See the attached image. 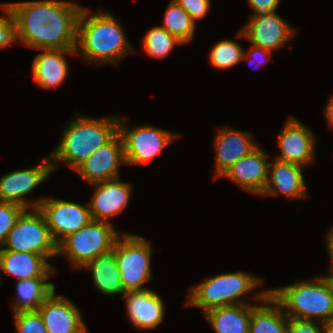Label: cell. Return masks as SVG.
Listing matches in <instances>:
<instances>
[{"label":"cell","instance_id":"6da1fadb","mask_svg":"<svg viewBox=\"0 0 333 333\" xmlns=\"http://www.w3.org/2000/svg\"><path fill=\"white\" fill-rule=\"evenodd\" d=\"M18 42L37 50L76 49L82 6L70 1L38 0L8 3Z\"/></svg>","mask_w":333,"mask_h":333},{"label":"cell","instance_id":"7a4b0ae2","mask_svg":"<svg viewBox=\"0 0 333 333\" xmlns=\"http://www.w3.org/2000/svg\"><path fill=\"white\" fill-rule=\"evenodd\" d=\"M124 31L111 13L103 10L92 13L83 7L77 23L76 53L91 64H118L135 51Z\"/></svg>","mask_w":333,"mask_h":333},{"label":"cell","instance_id":"3957f363","mask_svg":"<svg viewBox=\"0 0 333 333\" xmlns=\"http://www.w3.org/2000/svg\"><path fill=\"white\" fill-rule=\"evenodd\" d=\"M74 117L64 127L59 143L49 155L53 170L60 163L75 170L118 132L119 115L98 119L79 114Z\"/></svg>","mask_w":333,"mask_h":333},{"label":"cell","instance_id":"277c9868","mask_svg":"<svg viewBox=\"0 0 333 333\" xmlns=\"http://www.w3.org/2000/svg\"><path fill=\"white\" fill-rule=\"evenodd\" d=\"M288 318L324 323L333 318V277L319 276L283 287L269 288Z\"/></svg>","mask_w":333,"mask_h":333},{"label":"cell","instance_id":"5b68a950","mask_svg":"<svg viewBox=\"0 0 333 333\" xmlns=\"http://www.w3.org/2000/svg\"><path fill=\"white\" fill-rule=\"evenodd\" d=\"M263 278L247 272H229L209 277L190 289L186 305L208 310L236 304H249L244 301L251 291L262 285Z\"/></svg>","mask_w":333,"mask_h":333},{"label":"cell","instance_id":"8992f818","mask_svg":"<svg viewBox=\"0 0 333 333\" xmlns=\"http://www.w3.org/2000/svg\"><path fill=\"white\" fill-rule=\"evenodd\" d=\"M113 248L123 290L128 292L148 289L143 285L154 279L151 272V257L156 252L151 243L141 235L122 233Z\"/></svg>","mask_w":333,"mask_h":333},{"label":"cell","instance_id":"52a82bcc","mask_svg":"<svg viewBox=\"0 0 333 333\" xmlns=\"http://www.w3.org/2000/svg\"><path fill=\"white\" fill-rule=\"evenodd\" d=\"M119 235L113 223L91 220L57 245V256L68 258L73 269H81L99 254L112 250Z\"/></svg>","mask_w":333,"mask_h":333},{"label":"cell","instance_id":"ba28073f","mask_svg":"<svg viewBox=\"0 0 333 333\" xmlns=\"http://www.w3.org/2000/svg\"><path fill=\"white\" fill-rule=\"evenodd\" d=\"M2 249L36 253L48 260L57 257V244L51 236L44 215L38 208L22 211L8 233Z\"/></svg>","mask_w":333,"mask_h":333},{"label":"cell","instance_id":"9c48e42d","mask_svg":"<svg viewBox=\"0 0 333 333\" xmlns=\"http://www.w3.org/2000/svg\"><path fill=\"white\" fill-rule=\"evenodd\" d=\"M118 133L123 142L127 165L148 163L179 137L178 134L150 124L130 127L120 115Z\"/></svg>","mask_w":333,"mask_h":333},{"label":"cell","instance_id":"30bf717a","mask_svg":"<svg viewBox=\"0 0 333 333\" xmlns=\"http://www.w3.org/2000/svg\"><path fill=\"white\" fill-rule=\"evenodd\" d=\"M53 171L48 155L43 158L42 164L4 174L0 177V202L15 203L24 209L38 208L44 198L30 201L26 195L48 180Z\"/></svg>","mask_w":333,"mask_h":333},{"label":"cell","instance_id":"8fae6325","mask_svg":"<svg viewBox=\"0 0 333 333\" xmlns=\"http://www.w3.org/2000/svg\"><path fill=\"white\" fill-rule=\"evenodd\" d=\"M296 29L282 19L276 11L259 12L250 15L237 38H244L250 44L270 51L279 50L295 37Z\"/></svg>","mask_w":333,"mask_h":333},{"label":"cell","instance_id":"7c38bea8","mask_svg":"<svg viewBox=\"0 0 333 333\" xmlns=\"http://www.w3.org/2000/svg\"><path fill=\"white\" fill-rule=\"evenodd\" d=\"M38 209L44 215L57 245L92 220L88 203L84 206L71 201L44 197Z\"/></svg>","mask_w":333,"mask_h":333},{"label":"cell","instance_id":"4fadbf2b","mask_svg":"<svg viewBox=\"0 0 333 333\" xmlns=\"http://www.w3.org/2000/svg\"><path fill=\"white\" fill-rule=\"evenodd\" d=\"M316 135L311 128L301 123L292 116L287 117V122L277 136L280 154L275 159L294 163L302 167L315 161Z\"/></svg>","mask_w":333,"mask_h":333},{"label":"cell","instance_id":"5bb4252c","mask_svg":"<svg viewBox=\"0 0 333 333\" xmlns=\"http://www.w3.org/2000/svg\"><path fill=\"white\" fill-rule=\"evenodd\" d=\"M126 165L122 139L117 132L107 143L96 149L74 171L90 185L120 178L119 169Z\"/></svg>","mask_w":333,"mask_h":333},{"label":"cell","instance_id":"9a60e30c","mask_svg":"<svg viewBox=\"0 0 333 333\" xmlns=\"http://www.w3.org/2000/svg\"><path fill=\"white\" fill-rule=\"evenodd\" d=\"M55 291L37 309L48 333H88L80 309Z\"/></svg>","mask_w":333,"mask_h":333},{"label":"cell","instance_id":"2e32d148","mask_svg":"<svg viewBox=\"0 0 333 333\" xmlns=\"http://www.w3.org/2000/svg\"><path fill=\"white\" fill-rule=\"evenodd\" d=\"M94 188L88 206L92 220L106 221L120 214L130 201L132 186L120 178L91 184Z\"/></svg>","mask_w":333,"mask_h":333},{"label":"cell","instance_id":"e0dca14e","mask_svg":"<svg viewBox=\"0 0 333 333\" xmlns=\"http://www.w3.org/2000/svg\"><path fill=\"white\" fill-rule=\"evenodd\" d=\"M268 153L257 146L229 167L220 177L234 181L249 193L261 195L268 182Z\"/></svg>","mask_w":333,"mask_h":333},{"label":"cell","instance_id":"ac0fdd59","mask_svg":"<svg viewBox=\"0 0 333 333\" xmlns=\"http://www.w3.org/2000/svg\"><path fill=\"white\" fill-rule=\"evenodd\" d=\"M160 296L151 288L128 291L122 295L129 321L137 329L151 330L161 324L165 316V304Z\"/></svg>","mask_w":333,"mask_h":333},{"label":"cell","instance_id":"d6986e66","mask_svg":"<svg viewBox=\"0 0 333 333\" xmlns=\"http://www.w3.org/2000/svg\"><path fill=\"white\" fill-rule=\"evenodd\" d=\"M215 137V179L219 178L239 159L249 154L258 144L249 132L231 127H219Z\"/></svg>","mask_w":333,"mask_h":333},{"label":"cell","instance_id":"ffe728a7","mask_svg":"<svg viewBox=\"0 0 333 333\" xmlns=\"http://www.w3.org/2000/svg\"><path fill=\"white\" fill-rule=\"evenodd\" d=\"M304 167L274 159L269 163L268 182L261 196L282 195L287 199H302L308 197Z\"/></svg>","mask_w":333,"mask_h":333},{"label":"cell","instance_id":"44dd1931","mask_svg":"<svg viewBox=\"0 0 333 333\" xmlns=\"http://www.w3.org/2000/svg\"><path fill=\"white\" fill-rule=\"evenodd\" d=\"M1 271L17 278V281L37 277H52L57 273L55 266L45 256L0 248V274ZM0 281H2L1 275Z\"/></svg>","mask_w":333,"mask_h":333},{"label":"cell","instance_id":"7402d4cb","mask_svg":"<svg viewBox=\"0 0 333 333\" xmlns=\"http://www.w3.org/2000/svg\"><path fill=\"white\" fill-rule=\"evenodd\" d=\"M35 55L32 63V76L43 89H57L67 77L69 72L65 55H76L75 49L42 50Z\"/></svg>","mask_w":333,"mask_h":333},{"label":"cell","instance_id":"603a6c76","mask_svg":"<svg viewBox=\"0 0 333 333\" xmlns=\"http://www.w3.org/2000/svg\"><path fill=\"white\" fill-rule=\"evenodd\" d=\"M256 293L253 301L261 304L251 310L249 333H287L288 317L269 289Z\"/></svg>","mask_w":333,"mask_h":333},{"label":"cell","instance_id":"cb8c5ba5","mask_svg":"<svg viewBox=\"0 0 333 333\" xmlns=\"http://www.w3.org/2000/svg\"><path fill=\"white\" fill-rule=\"evenodd\" d=\"M82 269L91 270L94 285L103 295H123L121 274L115 260L114 248L108 252L99 254L93 260L86 263Z\"/></svg>","mask_w":333,"mask_h":333},{"label":"cell","instance_id":"d4e9b609","mask_svg":"<svg viewBox=\"0 0 333 333\" xmlns=\"http://www.w3.org/2000/svg\"><path fill=\"white\" fill-rule=\"evenodd\" d=\"M256 304L217 307L204 313L216 333H249L251 310Z\"/></svg>","mask_w":333,"mask_h":333},{"label":"cell","instance_id":"484cf974","mask_svg":"<svg viewBox=\"0 0 333 333\" xmlns=\"http://www.w3.org/2000/svg\"><path fill=\"white\" fill-rule=\"evenodd\" d=\"M50 277L16 280L13 313L17 311L37 310L56 290V285L48 280Z\"/></svg>","mask_w":333,"mask_h":333},{"label":"cell","instance_id":"4316f807","mask_svg":"<svg viewBox=\"0 0 333 333\" xmlns=\"http://www.w3.org/2000/svg\"><path fill=\"white\" fill-rule=\"evenodd\" d=\"M163 26L168 33L175 36L183 44L192 42L196 23L189 13L177 2L170 0L165 10Z\"/></svg>","mask_w":333,"mask_h":333},{"label":"cell","instance_id":"83f0119b","mask_svg":"<svg viewBox=\"0 0 333 333\" xmlns=\"http://www.w3.org/2000/svg\"><path fill=\"white\" fill-rule=\"evenodd\" d=\"M141 43L149 56L161 59L169 56L176 45H184L160 26L149 29L141 39Z\"/></svg>","mask_w":333,"mask_h":333},{"label":"cell","instance_id":"f1b7e54d","mask_svg":"<svg viewBox=\"0 0 333 333\" xmlns=\"http://www.w3.org/2000/svg\"><path fill=\"white\" fill-rule=\"evenodd\" d=\"M244 48L240 43L222 39L218 41L210 50V64L220 70H227L242 62Z\"/></svg>","mask_w":333,"mask_h":333},{"label":"cell","instance_id":"f546056e","mask_svg":"<svg viewBox=\"0 0 333 333\" xmlns=\"http://www.w3.org/2000/svg\"><path fill=\"white\" fill-rule=\"evenodd\" d=\"M13 316L17 333H48L37 310L17 311Z\"/></svg>","mask_w":333,"mask_h":333},{"label":"cell","instance_id":"4dcf8cb0","mask_svg":"<svg viewBox=\"0 0 333 333\" xmlns=\"http://www.w3.org/2000/svg\"><path fill=\"white\" fill-rule=\"evenodd\" d=\"M24 208L15 203L0 202V246L5 243L8 233L14 227Z\"/></svg>","mask_w":333,"mask_h":333},{"label":"cell","instance_id":"1f68e13d","mask_svg":"<svg viewBox=\"0 0 333 333\" xmlns=\"http://www.w3.org/2000/svg\"><path fill=\"white\" fill-rule=\"evenodd\" d=\"M5 16H0V50L18 42L16 23L8 3L0 4Z\"/></svg>","mask_w":333,"mask_h":333},{"label":"cell","instance_id":"d6a6232c","mask_svg":"<svg viewBox=\"0 0 333 333\" xmlns=\"http://www.w3.org/2000/svg\"><path fill=\"white\" fill-rule=\"evenodd\" d=\"M181 5L196 23L197 20L204 19L210 11V0H174Z\"/></svg>","mask_w":333,"mask_h":333},{"label":"cell","instance_id":"836d02e7","mask_svg":"<svg viewBox=\"0 0 333 333\" xmlns=\"http://www.w3.org/2000/svg\"><path fill=\"white\" fill-rule=\"evenodd\" d=\"M287 333H325L323 323L288 318Z\"/></svg>","mask_w":333,"mask_h":333},{"label":"cell","instance_id":"e575fe53","mask_svg":"<svg viewBox=\"0 0 333 333\" xmlns=\"http://www.w3.org/2000/svg\"><path fill=\"white\" fill-rule=\"evenodd\" d=\"M249 47H250V51H248V53H246V50H244L242 61L248 60V62L250 64H252V62H255V64H257L258 66H261L270 60L272 51L263 49L261 47L255 46L253 44H251ZM255 64L252 66L254 67Z\"/></svg>","mask_w":333,"mask_h":333},{"label":"cell","instance_id":"d590c367","mask_svg":"<svg viewBox=\"0 0 333 333\" xmlns=\"http://www.w3.org/2000/svg\"><path fill=\"white\" fill-rule=\"evenodd\" d=\"M248 5L254 11L252 15L259 12H274L277 10L281 0H247Z\"/></svg>","mask_w":333,"mask_h":333},{"label":"cell","instance_id":"8d00e7d4","mask_svg":"<svg viewBox=\"0 0 333 333\" xmlns=\"http://www.w3.org/2000/svg\"><path fill=\"white\" fill-rule=\"evenodd\" d=\"M327 239H326V247L328 250V254H329V259L331 260L330 262V268H329V276L333 277V227L330 228V230L328 231L327 235H326Z\"/></svg>","mask_w":333,"mask_h":333},{"label":"cell","instance_id":"74e56055","mask_svg":"<svg viewBox=\"0 0 333 333\" xmlns=\"http://www.w3.org/2000/svg\"><path fill=\"white\" fill-rule=\"evenodd\" d=\"M324 115L327 119L329 129L333 130V95H331L329 102L324 108Z\"/></svg>","mask_w":333,"mask_h":333},{"label":"cell","instance_id":"f35d334b","mask_svg":"<svg viewBox=\"0 0 333 333\" xmlns=\"http://www.w3.org/2000/svg\"><path fill=\"white\" fill-rule=\"evenodd\" d=\"M325 333H333V318L323 323Z\"/></svg>","mask_w":333,"mask_h":333}]
</instances>
